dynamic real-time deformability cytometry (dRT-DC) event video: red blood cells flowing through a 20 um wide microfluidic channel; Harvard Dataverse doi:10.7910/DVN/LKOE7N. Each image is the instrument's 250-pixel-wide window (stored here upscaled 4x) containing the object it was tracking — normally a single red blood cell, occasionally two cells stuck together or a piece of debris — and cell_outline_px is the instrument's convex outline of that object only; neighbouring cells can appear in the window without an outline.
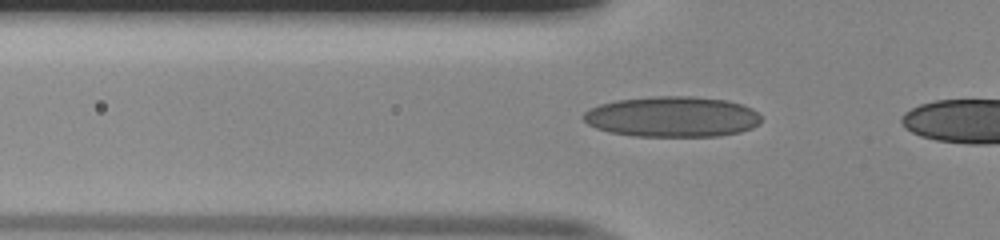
{"species": "human", "species_latin": "Homo sapiens", "temperature_condition": "room temperature", "stored_images_in_passage": 29, "camera_frame_rate_fps": 3000, "um_per_image_px": 0.085, "donor": {"sex": "male"}, "frame": {"image": 1, "passage_image": 4, "time_ms": 1.0, "image_size_px": [1000, 240], "cell_outline_px": [[760, 124], [752, 128], [740, 132], [720, 136], [632, 136], [608, 132], [596, 128], [588, 124], [580, 116], [588, 108], [600, 104], [616, 100], [652, 96], [692, 96], [728, 100], [752, 108], [760, 116]], "centroid_in_image_um": [57.11, 9.92], "position_along_channel_um": 68.7, "area_um2": 42.43}}
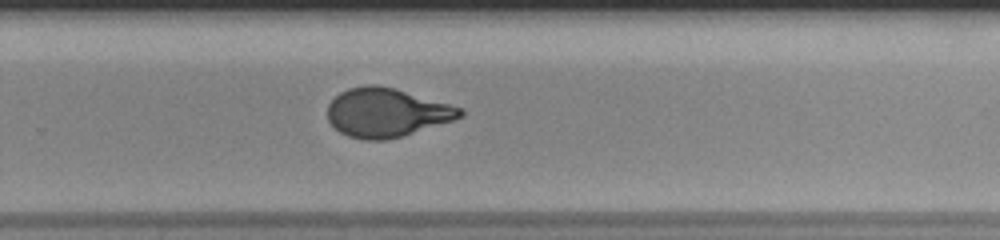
{"frame": {"image": 2, "passage_image": 21, "time_ms": 6.667, "image_size_px": [1000, 240], "cell_outline_px": [[464, 116], [452, 120], [400, 136], [384, 140], [364, 140], [348, 136], [340, 132], [328, 120], [328, 104], [340, 92], [348, 88], [368, 84], [376, 84], [396, 88], [464, 108]], "centroid_in_image_um": [32.85, 9.55], "position_along_channel_um": 296.9, "area_um2": 37.57}}
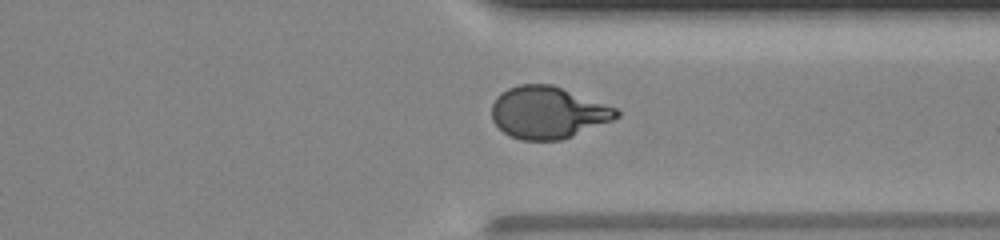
{"frame": {"image": 3, "passage_image": 26, "time_ms": 8.333, "image_size_px": [1000, 240], "cell_outline_px": [[620, 116], [612, 120], [572, 136], [560, 140], [520, 140], [504, 132], [492, 120], [492, 104], [496, 96], [500, 92], [508, 88], [520, 84], [552, 84], [616, 108], [620, 112]], "centroid_in_image_um": [46.55, 9.55], "position_along_channel_um": 364.9, "area_um2": 37.63}}